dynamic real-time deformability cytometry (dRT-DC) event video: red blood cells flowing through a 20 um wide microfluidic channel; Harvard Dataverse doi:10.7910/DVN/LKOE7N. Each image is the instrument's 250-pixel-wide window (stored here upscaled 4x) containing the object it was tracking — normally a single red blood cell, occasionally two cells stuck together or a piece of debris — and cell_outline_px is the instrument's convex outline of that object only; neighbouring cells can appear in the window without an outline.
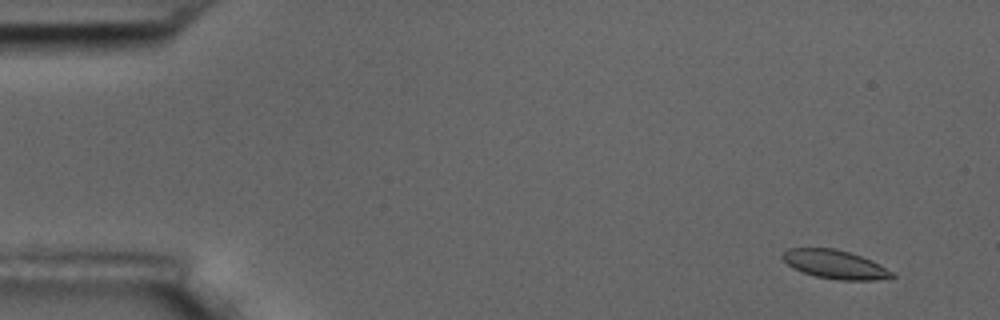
{"species": "common noctule bat (a hibernating species)", "species_latin": "Nyctalus noctula", "temperature_condition": "room temperature", "stored_images_in_passage": 6, "camera_frame_rate_fps": 3000, "um_per_image_px": 0.085, "animal": {"sex": "male", "body_mass_g": 17.5, "forearm_length_mm": 52.3}, "frame": {"image": 1, "passage_image": 2, "time_ms": 1.333, "image_size_px": [1000, 320], "cell_outline_px": [[896, 276], [872, 280], [840, 280], [816, 276], [792, 268], [780, 256], [788, 248], [836, 248], [872, 260], [892, 272]], "centroid_in_image_um": [70.94, 22.46], "position_along_channel_um": 14.1, "area_um2": 18.03}}
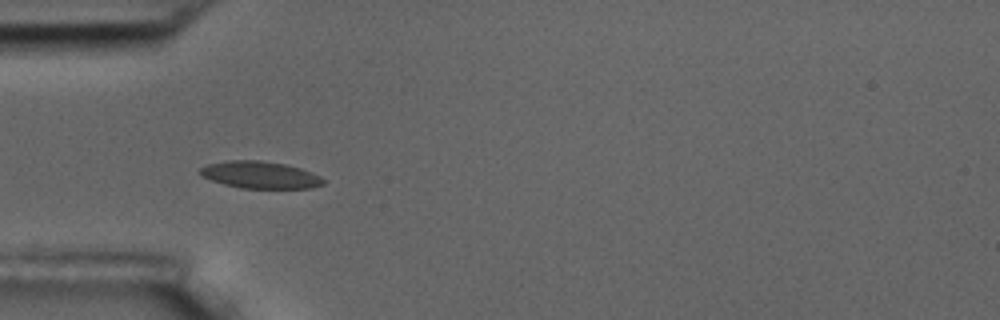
{"frame": {"image": 2, "passage_image": 6, "time_ms": 6.0, "image_size_px": [1000, 320], "cell_outline_px": [[324, 184], [312, 188], [240, 188], [224, 184], [212, 180], [204, 176], [200, 172], [200, 168], [208, 164], [228, 160], [260, 160], [284, 164], [300, 168], [312, 172], [320, 176], [324, 180]], "centroid_in_image_um": [22.14, 14.86], "position_along_channel_um": 62.9, "area_um2": 19.31}}